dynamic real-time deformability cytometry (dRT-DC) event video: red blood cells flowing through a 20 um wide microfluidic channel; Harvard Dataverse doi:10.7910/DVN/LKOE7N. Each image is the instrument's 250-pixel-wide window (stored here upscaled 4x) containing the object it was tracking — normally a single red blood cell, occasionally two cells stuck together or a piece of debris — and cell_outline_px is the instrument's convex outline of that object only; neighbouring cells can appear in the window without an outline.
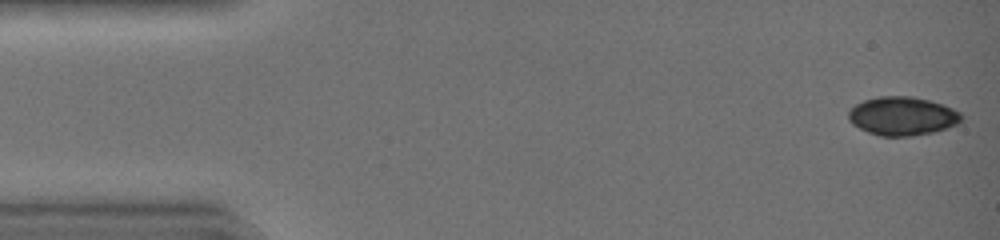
{"species": "common noctule bat (a hibernating species)", "species_latin": "Nyctalus noctula", "temperature_condition": "warm", "stored_images_in_passage": 10, "camera_frame_rate_fps": 3000, "um_per_image_px": 0.085, "animal": {"sex": "female", "body_mass_g": 19.0, "forearm_length_mm": 51.5}, "frame": {"image": 1, "passage_image": 1, "time_ms": 0.0, "image_size_px": [1000, 240], "cell_outline_px": [[960, 120], [956, 124], [932, 132], [908, 136], [880, 136], [868, 132], [852, 124], [848, 120], [848, 112], [856, 104], [864, 100], [880, 96], [912, 96], [928, 100], [952, 108], [960, 112]], "centroid_in_image_um": [76.65, 9.86], "position_along_channel_um": 8.4, "area_um2": 25.03}}